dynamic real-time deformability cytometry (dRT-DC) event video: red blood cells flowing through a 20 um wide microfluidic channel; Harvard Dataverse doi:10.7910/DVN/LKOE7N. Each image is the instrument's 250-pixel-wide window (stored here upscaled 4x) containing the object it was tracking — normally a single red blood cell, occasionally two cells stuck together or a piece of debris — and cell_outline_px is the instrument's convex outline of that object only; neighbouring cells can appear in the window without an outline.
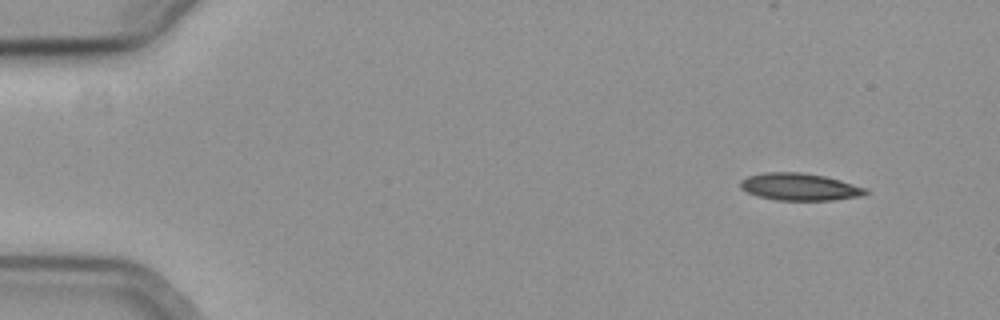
{"species": "common noctule bat (a hibernating species)", "species_latin": "Nyctalus noctula", "temperature_condition": "cold", "stored_images_in_passage": 52, "camera_frame_rate_fps": 3000, "um_per_image_px": 0.085, "animal": {"sex": "female", "body_mass_g": 19.3, "forearm_length_mm": 54.1}, "frame": {"image": 1, "passage_image": 1, "time_ms": 0.0, "image_size_px": [1000, 320], "cell_outline_px": [[868, 192], [860, 196], [832, 200], [776, 200], [756, 196], [740, 188], [740, 180], [748, 176], [764, 172], [800, 172], [824, 176], [840, 180], [868, 188]], "centroid_in_image_um": [67.95, 15.88], "position_along_channel_um": 17.1, "area_um2": 19.88}}
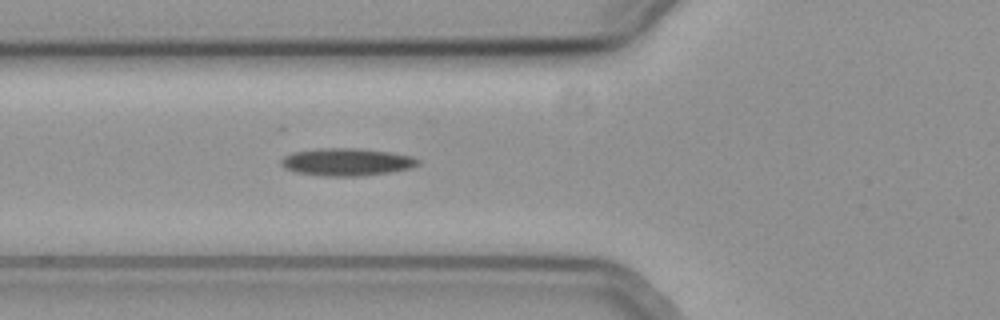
{"frame": {"image": 2, "passage_image": 17, "time_ms": 5.333, "image_size_px": [1000, 320], "cell_outline_px": [[420, 164], [412, 168], [392, 172], [360, 176], [320, 176], [296, 172], [284, 168], [280, 164], [280, 160], [284, 156], [292, 152], [316, 148], [356, 148], [388, 152], [412, 156], [420, 160]], "centroid_in_image_um": [29.45, 13.77], "position_along_channel_um": 96.3, "area_um2": 22.2}}
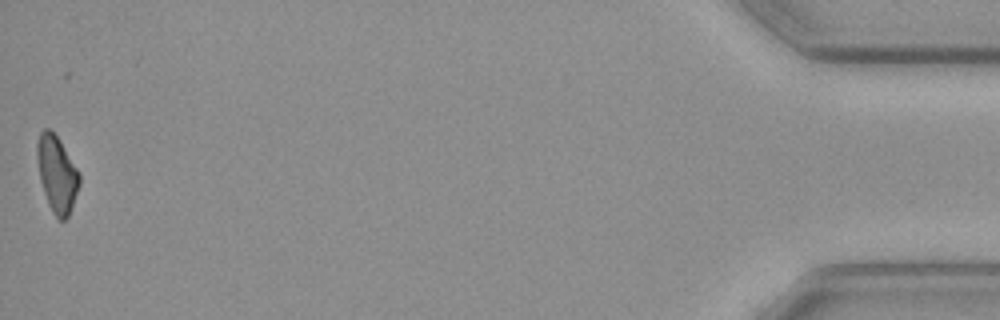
{"frame": {"image": 3, "passage_image": 52, "time_ms": 17.0, "image_size_px": [1000, 320], "cell_outline_px": [[80, 184], [68, 216], [64, 220], [60, 220], [52, 212], [48, 204], [40, 180], [36, 156], [36, 144], [40, 132], [44, 128], [48, 128], [60, 140], [80, 172]], "centroid_in_image_um": [4.83, 14.77], "position_along_channel_um": 430.4, "area_um2": 18.84}}